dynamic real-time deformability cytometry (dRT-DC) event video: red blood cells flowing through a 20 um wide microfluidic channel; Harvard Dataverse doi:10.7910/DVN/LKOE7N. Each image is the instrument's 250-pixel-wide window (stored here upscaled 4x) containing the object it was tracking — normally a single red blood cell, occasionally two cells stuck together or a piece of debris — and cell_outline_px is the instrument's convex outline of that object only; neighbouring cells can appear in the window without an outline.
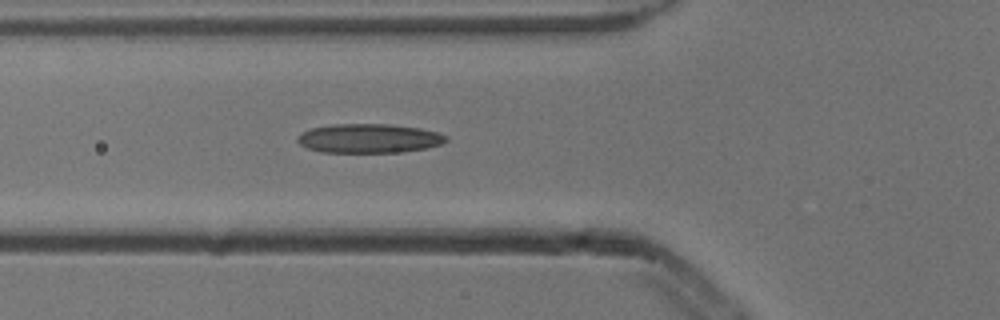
{"species": "common noctule bat (a hibernating species)", "species_latin": "Nyctalus noctula", "temperature_condition": "cold", "stored_images_in_passage": 5, "camera_frame_rate_fps": 3000, "um_per_image_px": 0.085, "animal": {"sex": "male", "body_mass_g": 13.3}, "frame": {"image": 1, "passage_image": 5, "time_ms": 1.333, "image_size_px": [1000, 320], "cell_outline_px": [[448, 140], [440, 144], [428, 148], [404, 152], [320, 152], [308, 148], [300, 144], [296, 140], [296, 136], [312, 128], [332, 124], [388, 124], [420, 128], [436, 132], [448, 136]], "centroid_in_image_um": [31.37, 11.76], "position_along_channel_um": 94.4, "area_um2": 25.26}}